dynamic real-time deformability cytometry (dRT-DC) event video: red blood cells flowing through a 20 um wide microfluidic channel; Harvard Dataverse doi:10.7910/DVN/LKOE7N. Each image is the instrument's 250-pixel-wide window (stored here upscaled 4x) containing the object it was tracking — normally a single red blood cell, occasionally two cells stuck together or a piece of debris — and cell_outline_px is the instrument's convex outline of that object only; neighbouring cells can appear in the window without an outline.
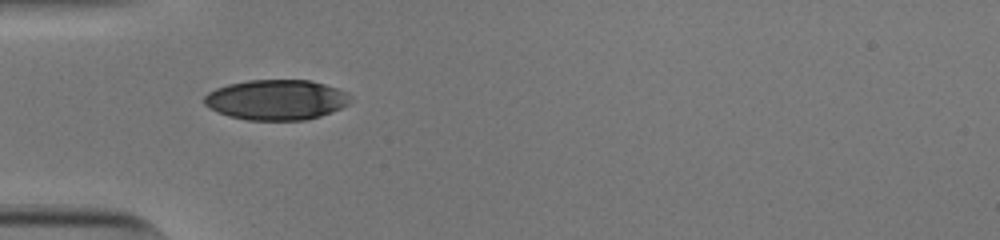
{"species": "human", "species_latin": "Homo sapiens", "temperature_condition": "cold", "stored_images_in_passage": 37, "camera_frame_rate_fps": 3000, "um_per_image_px": 0.085, "donor": {"sex": "male"}, "frame": {"image": 1, "passage_image": 1, "time_ms": 0.0, "image_size_px": [1000, 240], "cell_outline_px": [[352, 100], [348, 104], [332, 112], [320, 116], [304, 120], [248, 120], [228, 116], [204, 104], [204, 96], [208, 92], [216, 88], [228, 84], [248, 80], [312, 80], [348, 92]], "centroid_in_image_um": [23.51, 8.48], "position_along_channel_um": 61.5, "area_um2": 34.28}}
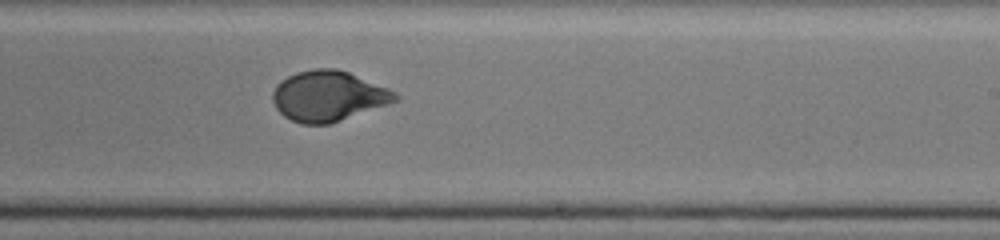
{"frame": {"image": 2, "passage_image": 17, "time_ms": 5.333, "image_size_px": [1000, 240], "cell_outline_px": [[400, 100], [328, 124], [300, 124], [284, 116], [276, 108], [272, 100], [272, 92], [276, 84], [280, 80], [296, 72], [312, 68], [336, 68], [348, 72], [388, 88], [396, 92], [400, 96]], "centroid_in_image_um": [27.89, 8.15], "position_along_channel_um": 261.1, "area_um2": 36.01}}
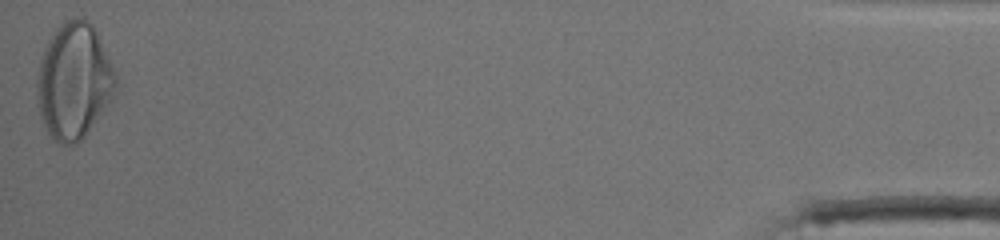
{"frame": {"image": 3, "passage_image": 37, "time_ms": 12.0, "image_size_px": [1000, 240], "cell_outline_px": [[116, 84], [112, 100], [84, 136], [76, 144], [60, 144], [48, 132], [40, 116], [36, 104], [36, 76], [40, 60], [44, 48], [48, 40], [56, 28], [64, 20], [80, 16], [88, 20], [92, 24], [112, 64], [116, 76]], "centroid_in_image_um": [6.26, 6.87], "position_along_channel_um": 428.9, "area_um2": 53.29}, "authors_computed_cell_mechanics": {"area_um2": 35.7782, "velocity_mm_per_s": 3.8284, "shape_relaxation_time_tau1_ms": 4.7272, "shape_relaxation_time_tau2_ms": null, "deformation_change_tau1": 0.1832, "deformation_change_tau2": null}}